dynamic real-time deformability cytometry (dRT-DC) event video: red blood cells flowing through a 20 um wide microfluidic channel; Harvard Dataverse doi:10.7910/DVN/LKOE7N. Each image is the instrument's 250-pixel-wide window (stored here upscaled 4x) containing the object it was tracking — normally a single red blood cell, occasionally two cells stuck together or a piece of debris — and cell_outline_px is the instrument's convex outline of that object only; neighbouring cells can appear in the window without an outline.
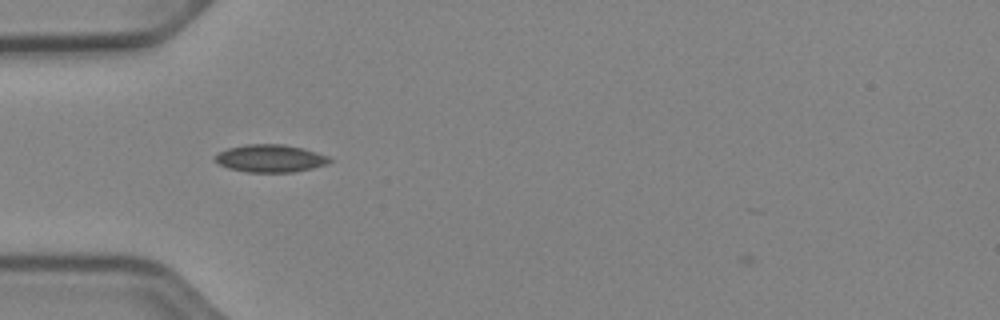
{"species": "Egyptian fruit bat (a non-hibernating species)", "species_latin": "Rousettus aegyptiacus", "temperature_condition": "cold", "stored_images_in_passage": 45, "camera_frame_rate_fps": 3000, "um_per_image_px": 0.085, "animal": {"sex": "female"}, "frame": {"image": 1, "passage_image": 10, "time_ms": 3.0, "image_size_px": [1000, 320], "cell_outline_px": [[332, 160], [328, 164], [312, 168], [292, 172], [248, 172], [228, 168], [212, 160], [212, 156], [228, 148], [244, 144], [284, 144], [304, 148], [328, 156]], "centroid_in_image_um": [22.95, 13.45], "position_along_channel_um": 62.0, "area_um2": 18.55}}
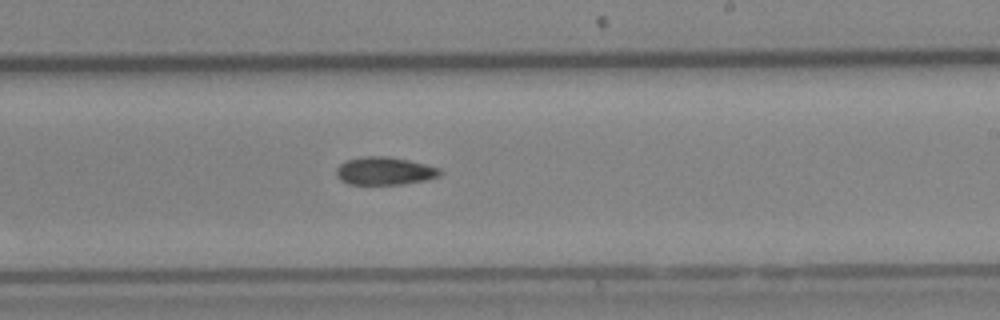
{"frame": {"image": 2, "passage_image": 25, "time_ms": 8.0, "image_size_px": [1000, 320], "cell_outline_px": [[444, 172], [440, 176], [424, 180], [400, 184], [348, 184], [340, 180], [336, 176], [336, 168], [340, 164], [348, 160], [364, 156], [388, 156], [408, 160], [440, 168]], "centroid_in_image_um": [32.69, 14.53], "position_along_channel_um": 256.3, "area_um2": 16.82}}
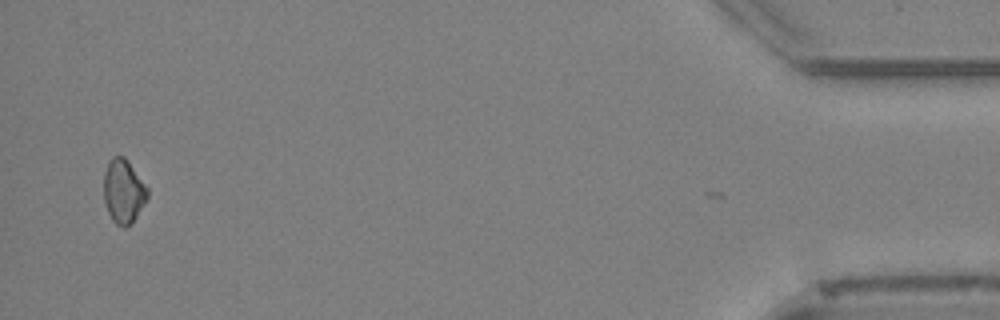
{"frame": {"image": 3, "passage_image": 44, "time_ms": 14.333, "image_size_px": [1000, 320], "cell_outline_px": [[148, 196], [136, 216], [124, 228], [116, 224], [112, 220], [108, 212], [104, 200], [104, 172], [112, 156], [124, 156], [148, 188]], "centroid_in_image_um": [10.48, 16.24], "position_along_channel_um": 424.7, "area_um2": 15.95}}